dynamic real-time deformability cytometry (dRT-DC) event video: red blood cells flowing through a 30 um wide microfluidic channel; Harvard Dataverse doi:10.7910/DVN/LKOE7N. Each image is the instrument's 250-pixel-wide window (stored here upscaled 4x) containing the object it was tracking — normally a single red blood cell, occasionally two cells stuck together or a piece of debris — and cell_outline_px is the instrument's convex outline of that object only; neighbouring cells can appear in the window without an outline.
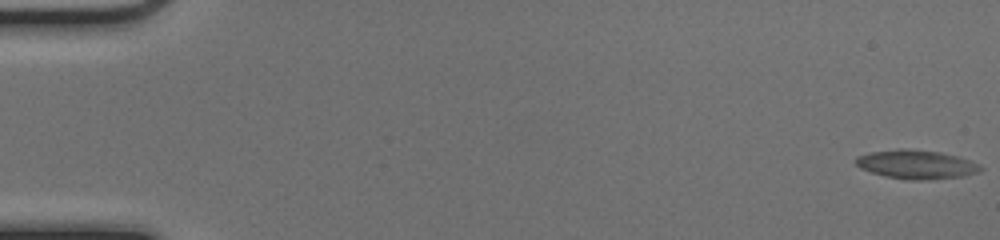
{"species": "common noctule bat (a hibernating species)", "species_latin": "Nyctalus noctula", "temperature_condition": "cold", "stored_images_in_passage": 52, "camera_frame_rate_fps": 3000, "um_per_image_px": 0.085, "animal": {"sex": "female", "body_mass_g": 17.0, "forearm_length_mm": 48.0}, "frame": {"image": 1, "passage_image": 1, "time_ms": 0.0, "image_size_px": [1000, 240], "cell_outline_px": [[984, 168], [980, 172], [964, 176], [924, 180], [908, 180], [884, 176], [860, 168], [856, 164], [856, 156], [868, 152], [900, 148], [904, 148], [940, 152], [956, 156], [980, 164]], "centroid_in_image_um": [77.89, 13.97], "position_along_channel_um": 7.1, "area_um2": 21.1}}
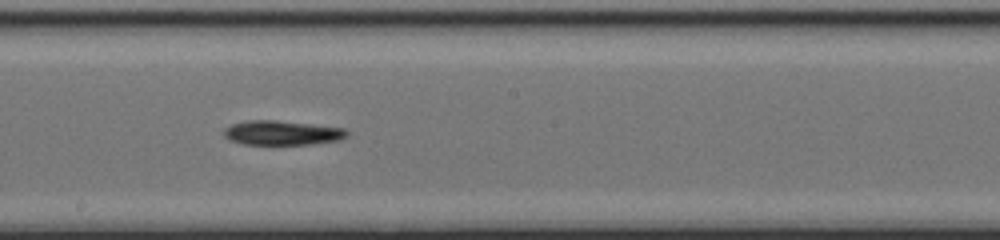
{"frame": {"image": 2, "passage_image": 30, "time_ms": 9.667, "image_size_px": [1000, 240], "cell_outline_px": [[348, 136], [340, 140], [312, 144], [244, 144], [228, 140], [224, 136], [224, 128], [232, 124], [248, 120], [276, 120], [312, 124], [344, 128], [348, 132]], "centroid_in_image_um": [23.97, 11.29], "position_along_channel_um": 224.2, "area_um2": 17.57}}
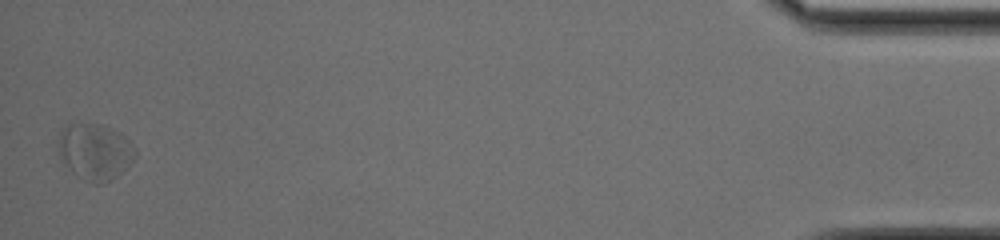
{"frame": {"image": 3, "passage_image": 52, "time_ms": 17.0, "image_size_px": [1000, 240], "cell_outline_px": [[136, 156], [112, 180], [104, 184], [92, 184], [76, 176], [64, 164], [60, 156], [56, 144], [60, 132], [68, 124], [100, 124], [112, 128], [120, 132], [128, 140], [136, 152]], "centroid_in_image_um": [8.03, 12.9], "position_along_channel_um": 427.2, "area_um2": 25.32}, "authors_computed_cell_mechanics": {"area_um2": 18.8428, "velocity_mm_per_s": 3.998, "shape_relaxation_time_tau1_ms": 4.1423, "shape_relaxation_time_tau2_ms": null, "deformation_change_tau1": 0.0925, "deformation_change_tau2": null}}